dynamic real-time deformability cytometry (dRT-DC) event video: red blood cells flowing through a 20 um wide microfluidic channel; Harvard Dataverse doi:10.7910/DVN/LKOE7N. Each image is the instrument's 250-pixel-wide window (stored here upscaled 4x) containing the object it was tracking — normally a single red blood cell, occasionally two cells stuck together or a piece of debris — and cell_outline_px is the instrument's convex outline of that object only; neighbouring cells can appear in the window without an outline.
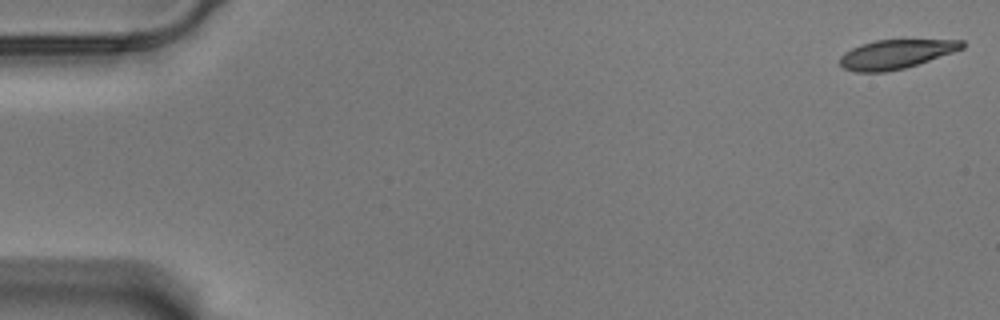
{"species": "Egyptian fruit bat (a non-hibernating species)", "species_latin": "Rousettus aegyptiacus", "temperature_condition": "warm", "stored_images_in_passage": 57, "camera_frame_rate_fps": 3000, "um_per_image_px": 0.085, "animal": {"sex": "male"}, "frame": {"image": 1, "passage_image": 1, "time_ms": 0.0, "image_size_px": [1000, 320], "cell_outline_px": [[964, 48], [904, 68], [884, 72], [856, 72], [844, 68], [840, 64], [840, 56], [844, 52], [860, 44], [876, 40], [964, 40]], "centroid_in_image_um": [76.1, 4.6], "position_along_channel_um": 8.9, "area_um2": 20.4}}
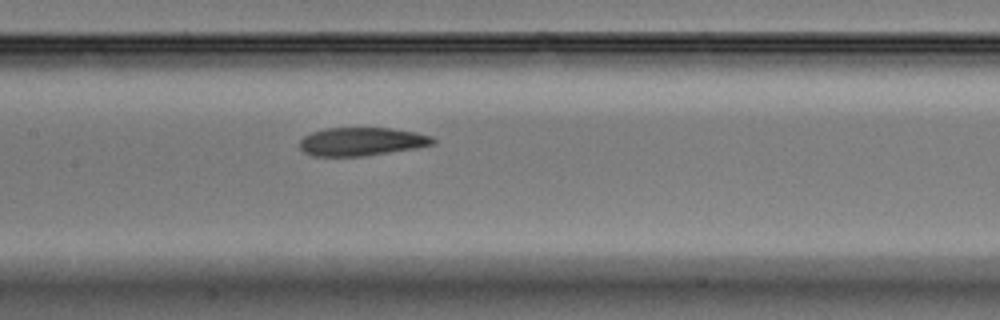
{"frame": {"image": 2, "passage_image": 28, "time_ms": 9.0, "image_size_px": [1000, 320], "cell_outline_px": [[436, 144], [416, 148], [364, 156], [312, 156], [304, 152], [300, 148], [300, 140], [304, 136], [312, 132], [324, 128], [388, 128], [416, 132], [432, 136], [436, 140]], "centroid_in_image_um": [30.75, 12.03], "position_along_channel_um": 176.6, "area_um2": 22.08}}
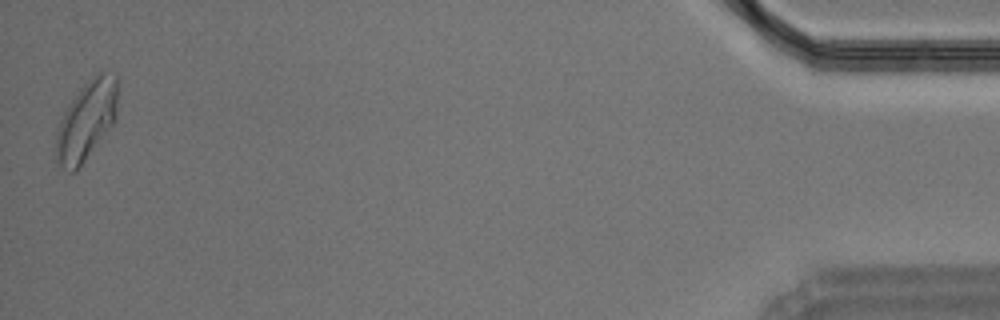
{"frame": {"image": 3, "passage_image": 57, "time_ms": 18.667, "image_size_px": [1000, 320], "cell_outline_px": [[116, 116], [112, 124], [84, 160], [72, 172], [68, 172], [56, 160], [56, 132], [60, 120], [68, 104], [80, 88], [92, 76], [100, 72], [116, 72]], "centroid_in_image_um": [7.33, 10.19], "position_along_channel_um": 427.9, "area_um2": 27.8}, "authors_computed_cell_mechanics": {"area_um2": 22.7732, "velocity_mm_per_s": 3.5115, "shape_relaxation_time_tau1_ms": null, "shape_relaxation_time_tau2_ms": 3.5096, "deformation_change_tau1": null, "deformation_change_tau2": 0.1043}}